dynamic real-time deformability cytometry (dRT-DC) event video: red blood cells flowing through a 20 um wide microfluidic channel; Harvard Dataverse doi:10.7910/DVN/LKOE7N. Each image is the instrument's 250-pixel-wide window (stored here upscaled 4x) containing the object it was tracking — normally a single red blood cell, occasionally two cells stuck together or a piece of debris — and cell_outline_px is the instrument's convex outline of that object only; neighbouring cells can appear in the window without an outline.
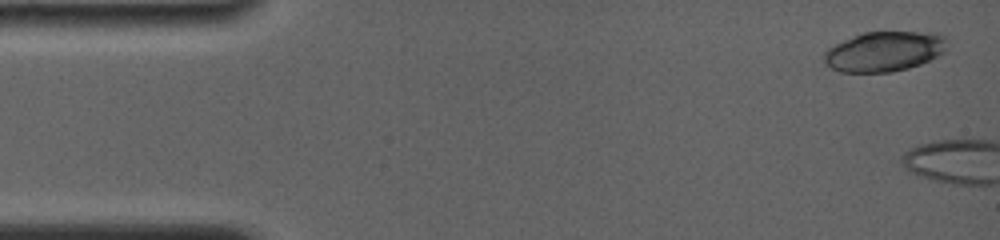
{"species": "common noctule bat (a hibernating species)", "species_latin": "Nyctalus noctula", "temperature_condition": "room temperature", "stored_images_in_passage": 5, "camera_frame_rate_fps": 4000, "um_per_image_px": 0.085, "animal": {"sex": "female", "body_mass_g": 19.0, "forearm_length_mm": 56.7}, "frame": {"image": 1, "passage_image": 1, "time_ms": 0.0, "image_size_px": [1000, 240], "cell_outline_px": [[948, 40], [944, 52], [920, 64], [908, 68], [892, 72], [840, 72], [824, 64], [824, 52], [828, 48], [844, 40], [864, 32], [936, 32], [944, 36]], "centroid_in_image_um": [75.17, 4.37], "position_along_channel_um": 9.8, "area_um2": 28.67}}